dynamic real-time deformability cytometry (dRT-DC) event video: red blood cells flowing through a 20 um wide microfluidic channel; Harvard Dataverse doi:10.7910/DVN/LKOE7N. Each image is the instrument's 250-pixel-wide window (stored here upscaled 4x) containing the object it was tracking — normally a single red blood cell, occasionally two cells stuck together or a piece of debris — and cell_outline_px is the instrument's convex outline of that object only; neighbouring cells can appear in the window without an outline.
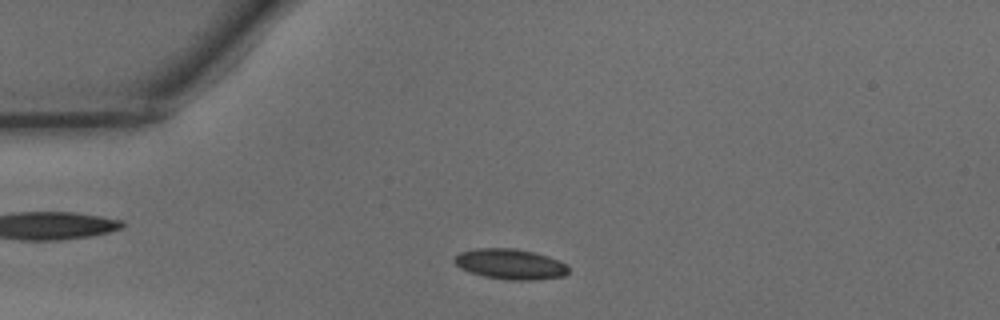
{"species": "common noctule bat (a hibernating species)", "species_latin": "Nyctalus noctula", "temperature_condition": "warm", "stored_images_in_passage": 33, "camera_frame_rate_fps": 3000, "um_per_image_px": 0.085, "animal": {"sex": "male", "body_mass_g": 15.6}, "frame": {"image": 1, "passage_image": 6, "time_ms": 1.667, "image_size_px": [1000, 320], "cell_outline_px": [[568, 272], [564, 276], [528, 280], [512, 280], [484, 276], [468, 272], [460, 268], [452, 260], [460, 252], [476, 248], [516, 248], [548, 256], [560, 260], [568, 264]], "centroid_in_image_um": [43.37, 22.44], "position_along_channel_um": 41.6, "area_um2": 20.23}}
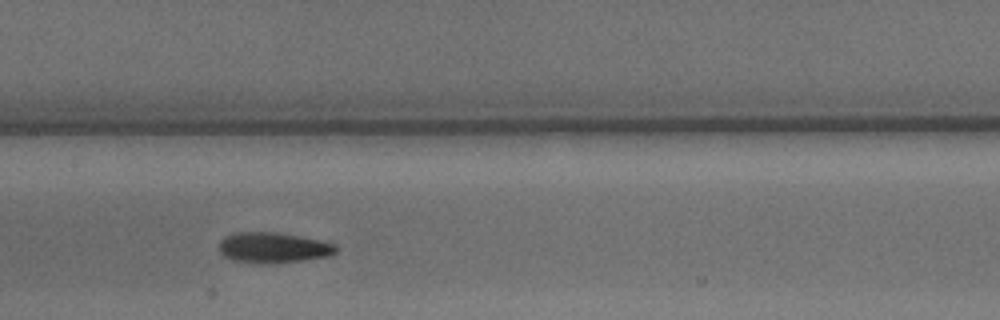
{"frame": {"image": 2, "passage_image": 18, "time_ms": 5.667, "image_size_px": [1000, 320], "cell_outline_px": [[340, 248], [336, 252], [328, 256], [304, 260], [276, 264], [248, 264], [228, 260], [220, 252], [220, 240], [224, 236], [236, 232], [276, 232], [320, 240], [336, 244]], "centroid_in_image_um": [23.2, 21.08], "position_along_channel_um": 184.2, "area_um2": 21.39}}
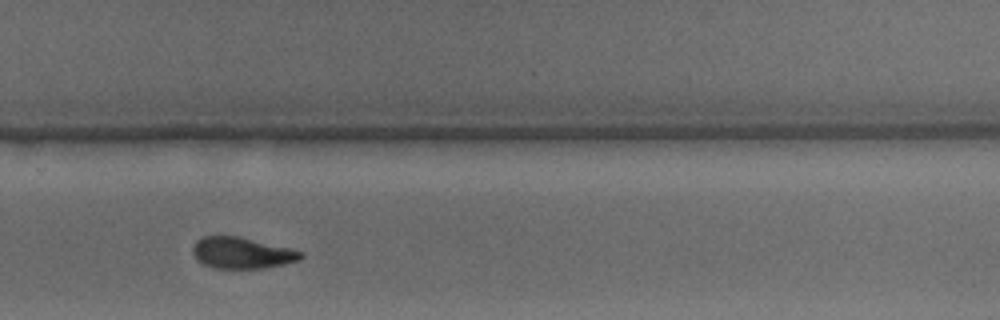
{"frame": {"image": 3, "passage_image": 27, "time_ms": 8.667, "image_size_px": [1000, 320], "cell_outline_px": [[304, 256], [300, 260], [284, 264], [260, 268], [216, 268], [204, 264], [196, 260], [192, 252], [192, 244], [196, 240], [204, 236], [240, 236], [292, 248], [304, 252]], "centroid_in_image_um": [20.57, 21.48], "position_along_channel_um": 309.2, "area_um2": 19.94}, "authors_computed_cell_mechanics": {"area_um2": 20.4034, "velocity_mm_per_s": 4.1873, "shape_relaxation_time_tau1_ms": 3.0417, "shape_relaxation_time_tau2_ms": 1.231, "deformation_change_tau1": 0.1432, "deformation_change_tau2": 0.0787}}